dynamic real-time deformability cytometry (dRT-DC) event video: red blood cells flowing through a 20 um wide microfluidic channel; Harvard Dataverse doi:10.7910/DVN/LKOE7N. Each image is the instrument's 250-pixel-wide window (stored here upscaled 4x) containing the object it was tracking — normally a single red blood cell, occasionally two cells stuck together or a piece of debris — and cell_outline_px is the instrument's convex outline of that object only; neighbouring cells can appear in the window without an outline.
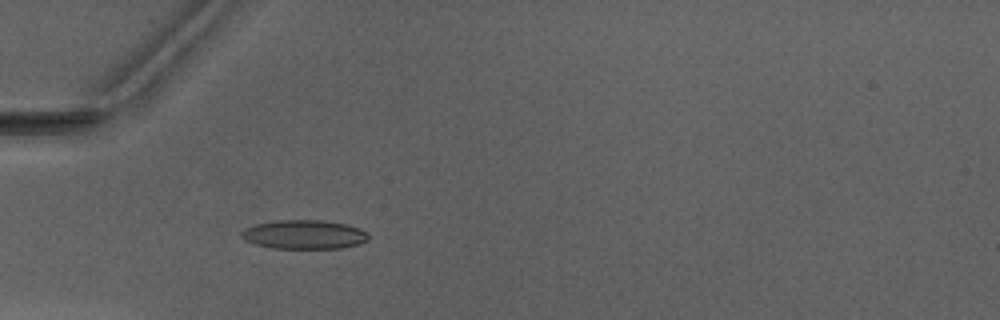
{"species": "Egyptian fruit bat (a non-hibernating species)", "species_latin": "Rousettus aegyptiacus", "temperature_condition": "warm", "stored_images_in_passage": 5, "camera_frame_rate_fps": 3000, "um_per_image_px": 0.085, "animal": {"sex": "male"}, "frame": {"image": 1, "passage_image": 5, "time_ms": 5.333, "image_size_px": [1000, 320], "cell_outline_px": [[368, 240], [356, 244], [340, 248], [272, 248], [256, 244], [244, 240], [240, 236], [240, 232], [244, 228], [256, 224], [276, 220], [320, 220], [344, 224], [360, 228], [368, 232]], "centroid_in_image_um": [25.81, 19.93], "position_along_channel_um": 59.2, "area_um2": 21.39}}